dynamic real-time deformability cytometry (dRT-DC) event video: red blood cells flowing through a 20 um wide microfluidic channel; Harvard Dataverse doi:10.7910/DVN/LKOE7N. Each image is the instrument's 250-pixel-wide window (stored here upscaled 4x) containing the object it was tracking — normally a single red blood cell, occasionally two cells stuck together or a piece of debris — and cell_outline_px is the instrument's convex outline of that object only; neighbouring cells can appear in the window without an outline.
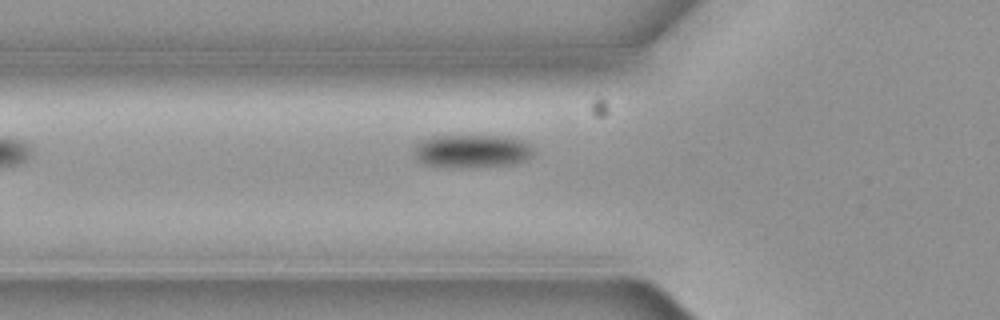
{"species": "common noctule bat (a hibernating species)", "species_latin": "Nyctalus noctula", "temperature_condition": "cold", "stored_images_in_passage": 6, "camera_frame_rate_fps": 3000, "um_per_image_px": 0.085, "animal": {"sex": "female", "body_mass_g": 19.3, "forearm_length_mm": 54.1}, "frame": {"image": 1, "passage_image": 6, "time_ms": 1.667, "image_size_px": [1000, 320], "cell_outline_px": [[532, 156], [524, 160], [508, 164], [424, 164], [416, 160], [412, 148], [420, 140], [436, 136], [508, 136], [524, 140], [532, 144]], "centroid_in_image_um": [40.12, 12.76], "position_along_channel_um": 85.7, "area_um2": 22.02}}